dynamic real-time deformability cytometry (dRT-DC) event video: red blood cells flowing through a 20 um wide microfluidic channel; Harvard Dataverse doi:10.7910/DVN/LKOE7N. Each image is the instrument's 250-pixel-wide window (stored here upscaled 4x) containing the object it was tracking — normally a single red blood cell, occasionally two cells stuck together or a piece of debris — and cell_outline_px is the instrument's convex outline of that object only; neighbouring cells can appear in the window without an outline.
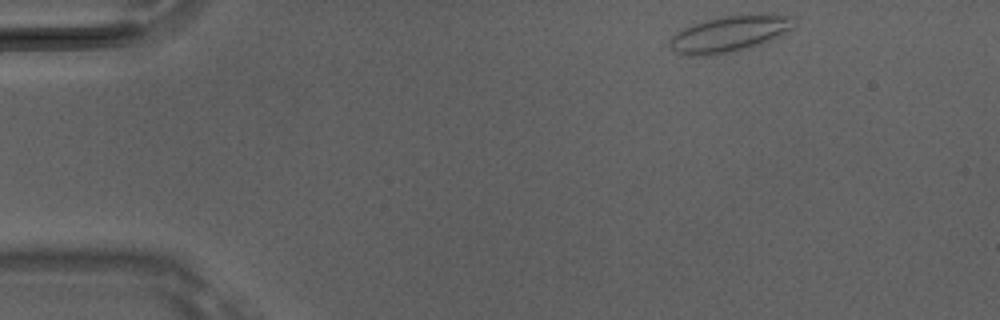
{"species": "Egyptian fruit bat (a non-hibernating species)", "species_latin": "Rousettus aegyptiacus", "temperature_condition": "room temperature", "stored_images_in_passage": 10, "camera_frame_rate_fps": 3000, "um_per_image_px": 0.085, "animal": {"sex": "male"}, "frame": {"image": 1, "passage_image": 1, "time_ms": 0.0, "image_size_px": [1000, 320], "cell_outline_px": [[792, 28], [760, 44], [736, 52], [708, 56], [692, 56], [676, 52], [668, 44], [672, 36], [676, 32], [684, 28], [708, 20], [724, 16], [760, 12], [792, 16]], "centroid_in_image_um": [61.99, 2.87], "position_along_channel_um": 23.0, "area_um2": 26.07}}